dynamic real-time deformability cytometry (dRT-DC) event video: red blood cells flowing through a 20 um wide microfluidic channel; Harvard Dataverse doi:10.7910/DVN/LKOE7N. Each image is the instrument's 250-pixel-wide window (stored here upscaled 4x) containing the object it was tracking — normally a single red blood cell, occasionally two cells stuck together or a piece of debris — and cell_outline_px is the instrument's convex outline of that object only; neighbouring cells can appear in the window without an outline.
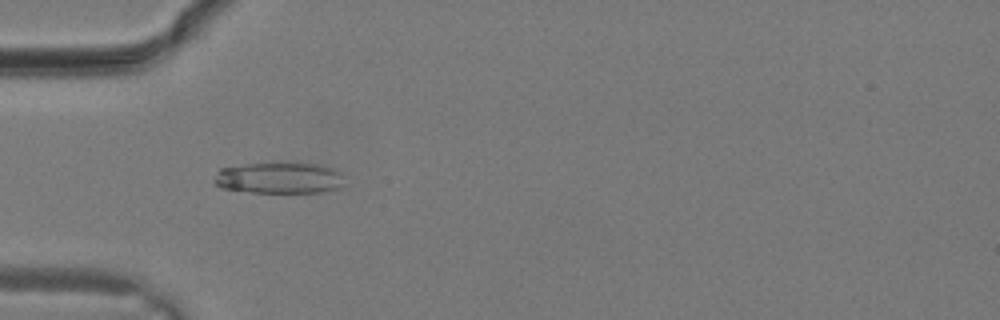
{"species": "common noctule bat (a hibernating species)", "species_latin": "Nyctalus noctula", "temperature_condition": "warm", "stored_images_in_passage": 8, "camera_frame_rate_fps": 3000, "um_per_image_px": 0.085, "animal": {"sex": "male", "body_mass_g": 19.2, "forearm_length_mm": 51.8}, "frame": {"image": 1, "passage_image": 1, "time_ms": 0.0, "image_size_px": [1000, 320], "cell_outline_px": [[340, 184], [336, 188], [320, 192], [252, 192], [220, 188], [216, 184], [216, 172], [220, 168], [248, 164], [316, 164], [332, 168], [340, 172]], "centroid_in_image_um": [23.66, 15.13], "position_along_channel_um": 61.3, "area_um2": 22.89}}
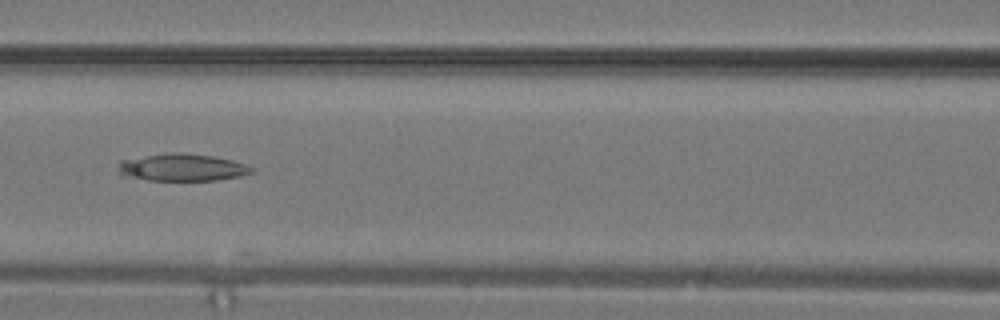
{"frame": {"image": 2, "passage_image": 5, "time_ms": 1.333, "image_size_px": [1000, 320], "cell_outline_px": [[256, 172], [240, 176], [216, 180], [148, 180], [120, 176], [120, 160], [172, 152], [180, 152], [212, 156], [232, 160], [256, 168]], "centroid_in_image_um": [15.52, 14.24], "position_along_channel_um": 151.1, "area_um2": 21.15}}
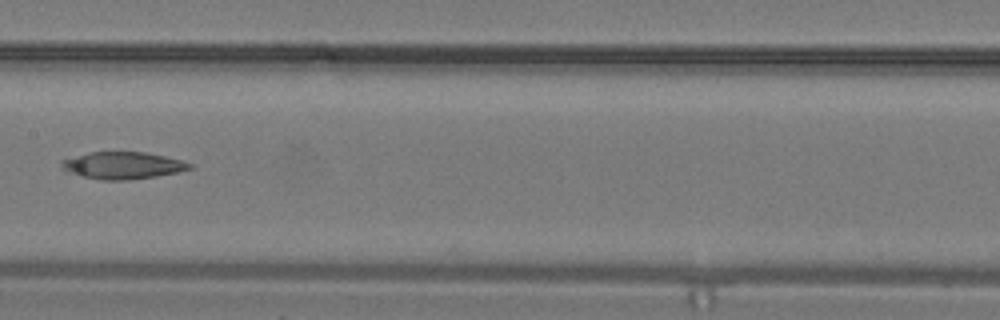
{"frame": {"image": 3, "passage_image": 7, "time_ms": 2.0, "image_size_px": [1000, 320], "cell_outline_px": [[192, 168], [176, 172], [156, 176], [128, 180], [100, 180], [64, 172], [60, 164], [60, 160], [88, 152], [144, 152], [164, 156], [180, 160], [192, 164]], "centroid_in_image_um": [10.35, 14.06], "position_along_channel_um": 197.0, "area_um2": 20.23}}